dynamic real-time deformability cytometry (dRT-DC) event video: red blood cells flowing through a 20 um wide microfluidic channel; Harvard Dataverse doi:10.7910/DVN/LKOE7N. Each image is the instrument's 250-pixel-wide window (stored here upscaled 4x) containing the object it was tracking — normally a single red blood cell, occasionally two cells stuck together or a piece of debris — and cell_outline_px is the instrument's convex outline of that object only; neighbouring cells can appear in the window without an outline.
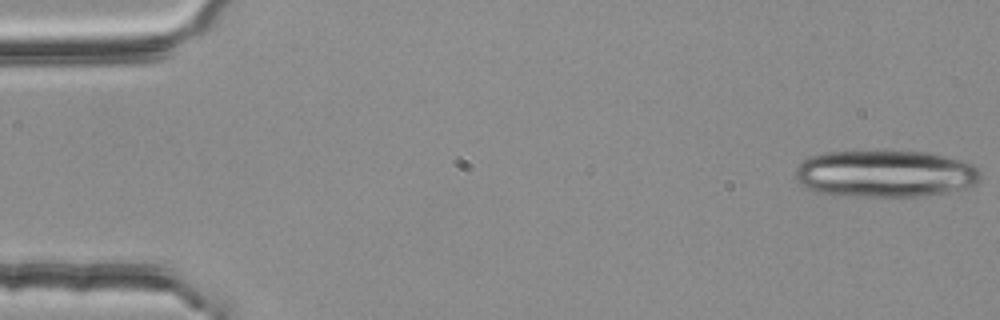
{"species": "common noctule bat (a hibernating species)", "species_latin": "Nyctalus noctula", "temperature_condition": "room temperature", "stored_images_in_passage": 4, "camera_frame_rate_fps": 3000, "um_per_image_px": 0.085, "animal": {"sex": "female", "body_mass_g": 25.1}, "frame": {"image": 1, "passage_image": 1, "time_ms": 0.0, "image_size_px": [1000, 320], "cell_outline_px": [[980, 180], [976, 184], [964, 188], [948, 192], [924, 196], [868, 196], [820, 192], [804, 188], [796, 180], [796, 168], [804, 160], [812, 156], [828, 152], [928, 152], [960, 160], [972, 164], [980, 172]], "centroid_in_image_um": [75.27, 14.77], "position_along_channel_um": 9.7, "area_um2": 50.11}}